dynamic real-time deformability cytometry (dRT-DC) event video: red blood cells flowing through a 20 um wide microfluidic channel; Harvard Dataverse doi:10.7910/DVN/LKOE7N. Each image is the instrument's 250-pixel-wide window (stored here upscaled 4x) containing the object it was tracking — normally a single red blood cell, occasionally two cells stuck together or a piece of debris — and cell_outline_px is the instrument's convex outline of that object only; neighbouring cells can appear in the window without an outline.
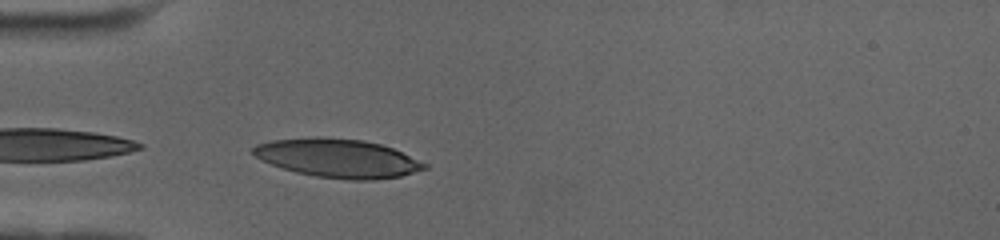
{"species": "human", "species_latin": "Homo sapiens", "temperature_condition": "cold", "stored_images_in_passage": 26, "camera_frame_rate_fps": 3000, "um_per_image_px": 0.085, "donor": {"sex": "female"}, "frame": {"image": 1, "passage_image": 1, "time_ms": 0.0, "image_size_px": [1000, 240], "cell_outline_px": [[428, 168], [400, 176], [372, 180], [348, 180], [316, 176], [296, 172], [272, 164], [256, 156], [252, 152], [252, 148], [256, 144], [272, 140], [316, 136], [364, 140], [380, 144], [392, 148], [428, 164]], "centroid_in_image_um": [28.72, 13.44], "position_along_channel_um": 56.3, "area_um2": 38.38}}
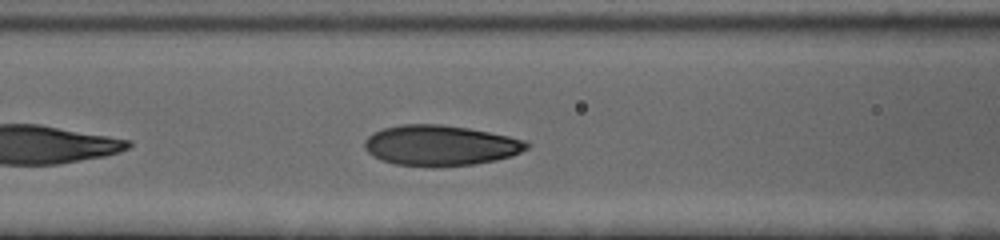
{"frame": {"image": 2, "passage_image": 8, "time_ms": 2.333, "image_size_px": [1000, 240], "cell_outline_px": [[532, 144], [528, 148], [512, 156], [496, 160], [472, 164], [396, 164], [380, 160], [372, 156], [364, 148], [364, 140], [372, 132], [384, 128], [404, 124], [440, 124], [468, 128], [508, 136], [524, 140]], "centroid_in_image_um": [37.42, 12.32], "position_along_channel_um": 129.2, "area_um2": 37.45}}
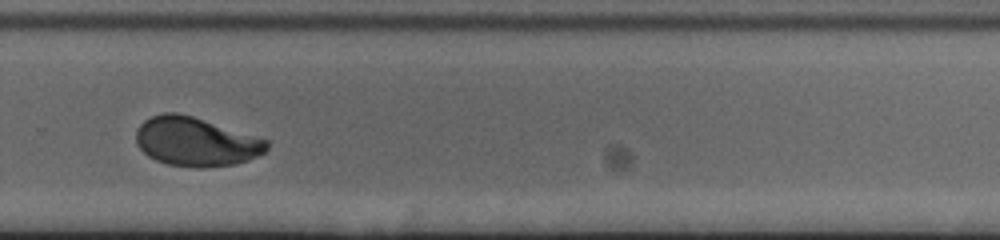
{"frame": {"image": 3, "passage_image": 24, "time_ms": 7.667, "image_size_px": [1000, 240], "cell_outline_px": [[268, 148], [264, 152], [248, 160], [236, 164], [204, 168], [196, 168], [168, 164], [156, 160], [148, 156], [136, 144], [136, 128], [144, 120], [152, 116], [164, 112], [176, 112], [192, 116], [256, 136], [268, 140]], "centroid_in_image_um": [16.62, 12.05], "position_along_channel_um": 313.2, "area_um2": 37.28}}